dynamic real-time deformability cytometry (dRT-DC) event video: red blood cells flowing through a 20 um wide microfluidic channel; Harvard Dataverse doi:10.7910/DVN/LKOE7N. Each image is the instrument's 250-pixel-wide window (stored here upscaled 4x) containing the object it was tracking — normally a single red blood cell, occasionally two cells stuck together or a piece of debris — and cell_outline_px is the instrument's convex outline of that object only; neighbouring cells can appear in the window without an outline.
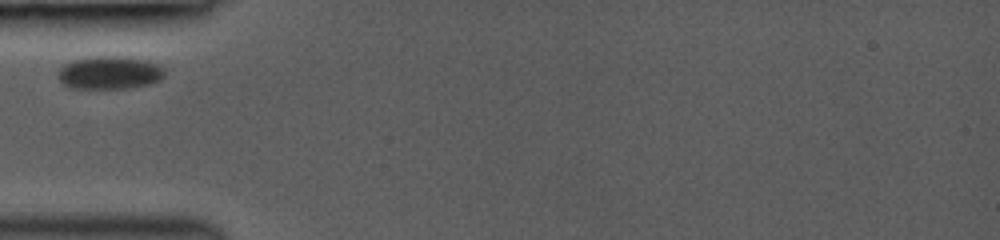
{"species": "common noctule bat (a hibernating species)", "species_latin": "Nyctalus noctula", "temperature_condition": "room temperature", "stored_images_in_passage": 2, "camera_frame_rate_fps": 3000, "um_per_image_px": 0.085, "animal": {"sex": "female", "body_mass_g": 19.0, "forearm_length_mm": 53.3}, "frame": {"image": 1, "passage_image": 1, "time_ms": 0.0, "image_size_px": [1000, 240], "cell_outline_px": [[164, 76], [160, 80], [148, 84], [124, 88], [68, 88], [56, 76], [56, 72], [64, 64], [72, 60], [100, 56], [116, 56], [144, 60], [160, 64], [164, 68]], "centroid_in_image_um": [9.28, 6.18], "position_along_channel_um": 75.7, "area_um2": 20.46}}
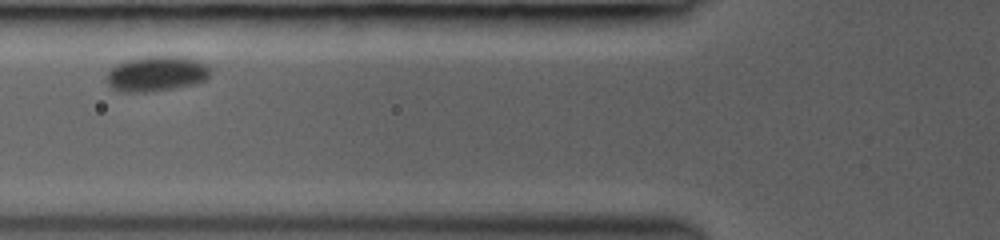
{"frame": {"image": 2, "passage_image": 2, "time_ms": 1.0, "image_size_px": [1000, 240], "cell_outline_px": [[212, 72], [204, 80], [196, 84], [172, 88], [144, 92], [120, 92], [112, 88], [108, 84], [108, 72], [116, 64], [124, 60], [148, 56], [180, 56], [196, 60], [208, 64], [212, 68]], "centroid_in_image_um": [13.33, 6.25], "position_along_channel_um": 112.5, "area_um2": 21.39}}